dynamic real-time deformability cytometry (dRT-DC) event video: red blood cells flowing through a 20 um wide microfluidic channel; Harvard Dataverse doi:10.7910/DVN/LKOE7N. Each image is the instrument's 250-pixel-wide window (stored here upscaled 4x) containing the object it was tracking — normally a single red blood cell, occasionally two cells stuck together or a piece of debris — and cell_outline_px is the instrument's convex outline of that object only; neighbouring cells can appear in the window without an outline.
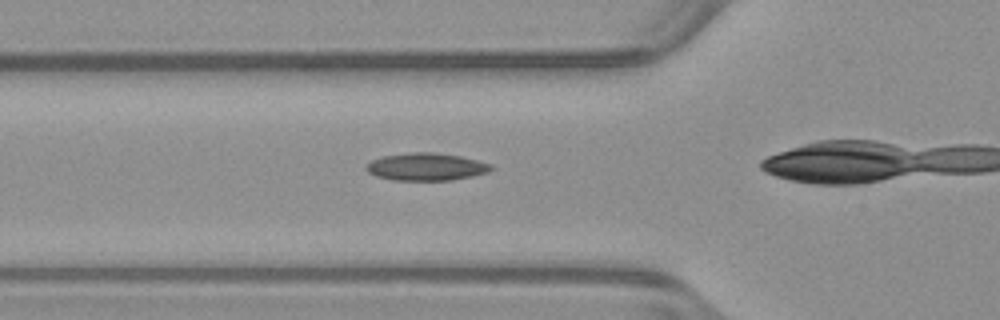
{"species": "common noctule bat (a hibernating species)", "species_latin": "Nyctalus noctula", "temperature_condition": "warm", "stored_images_in_passage": 27, "camera_frame_rate_fps": 3000, "um_per_image_px": 0.085, "animal": {"sex": "male", "body_mass_g": 23.1, "forearm_length_mm": 52.7}, "frame": {"image": 1, "passage_image": 13, "time_ms": 4.0, "image_size_px": [1000, 320], "cell_outline_px": [[496, 168], [488, 172], [472, 176], [452, 180], [392, 180], [376, 176], [368, 172], [364, 168], [364, 164], [372, 160], [384, 156], [408, 152], [432, 152], [460, 156], [492, 164]], "centroid_in_image_um": [36.22, 14.17], "position_along_channel_um": 89.6, "area_um2": 20.17}}
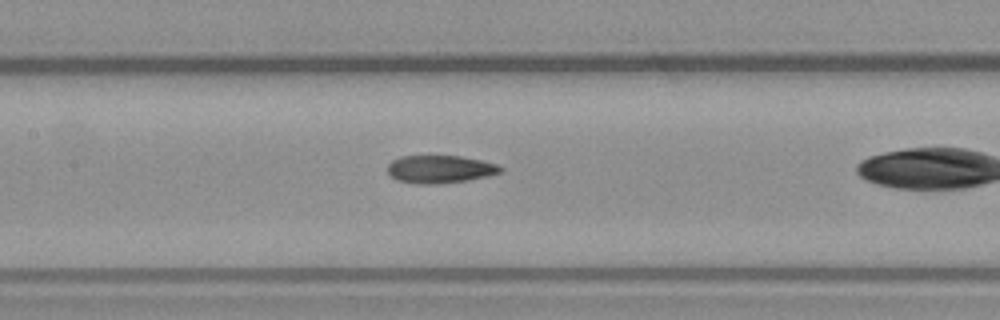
{"frame": {"image": 2, "passage_image": 19, "time_ms": 6.0, "image_size_px": [1000, 320], "cell_outline_px": [[504, 172], [488, 176], [468, 180], [436, 184], [420, 184], [396, 180], [388, 172], [388, 164], [392, 160], [400, 156], [460, 156], [480, 160], [496, 164], [504, 168]], "centroid_in_image_um": [37.42, 14.38], "position_along_channel_um": 170.0, "area_um2": 18.32}}
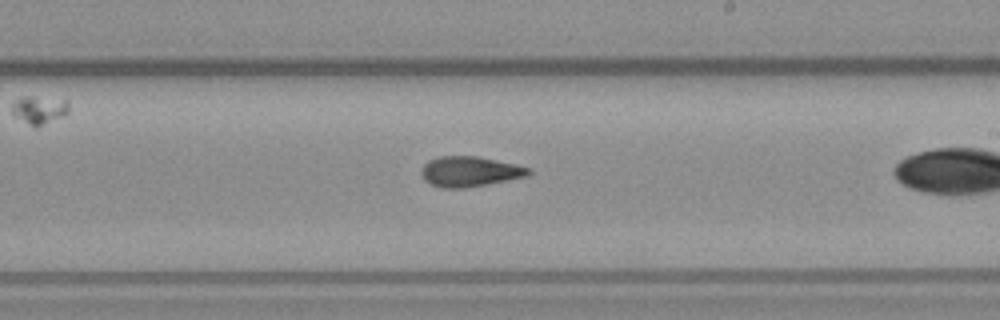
{"frame": {"image": 3, "passage_image": 25, "time_ms": 8.0, "image_size_px": [1000, 320], "cell_outline_px": [[532, 172], [528, 176], [488, 184], [464, 188], [444, 188], [432, 184], [424, 180], [420, 172], [424, 164], [428, 160], [440, 156], [476, 156], [496, 160], [532, 168]], "centroid_in_image_um": [39.94, 14.58], "position_along_channel_um": 249.1, "area_um2": 18.9}}